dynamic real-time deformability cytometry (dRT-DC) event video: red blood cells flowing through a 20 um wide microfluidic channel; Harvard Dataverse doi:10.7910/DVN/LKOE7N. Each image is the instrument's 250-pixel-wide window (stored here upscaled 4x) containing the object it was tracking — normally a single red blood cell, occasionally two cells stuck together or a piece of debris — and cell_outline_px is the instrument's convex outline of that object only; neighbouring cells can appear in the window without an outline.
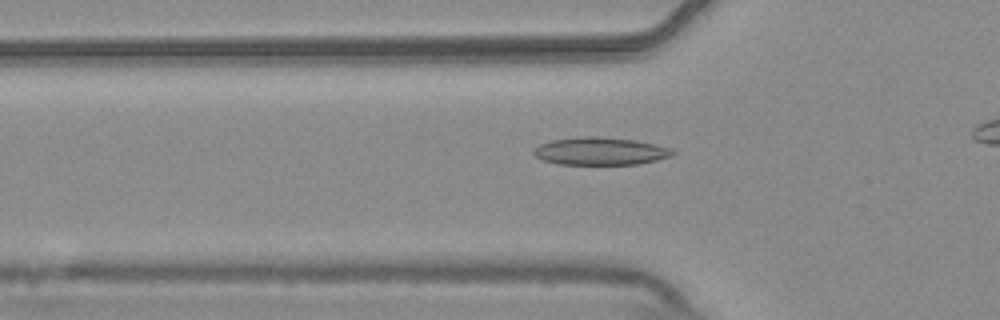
{"species": "common noctule bat (a hibernating species)", "species_latin": "Nyctalus noctula", "temperature_condition": "warm", "stored_images_in_passage": 37, "camera_frame_rate_fps": 3000, "um_per_image_px": 0.085, "animal": {"sex": "male", "body_mass_g": 20.4}, "frame": {"image": 1, "passage_image": 10, "time_ms": 3.0, "image_size_px": [1000, 320], "cell_outline_px": [[676, 152], [668, 156], [656, 160], [636, 164], [560, 164], [540, 160], [532, 152], [540, 144], [552, 140], [584, 136], [596, 136], [636, 140], [656, 144], [672, 148]], "centroid_in_image_um": [51.02, 12.84], "position_along_channel_um": 74.8, "area_um2": 22.31}}
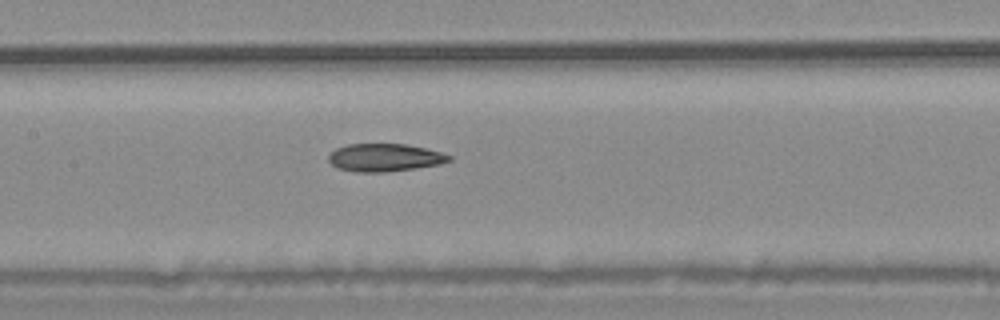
{"frame": {"image": 2, "passage_image": 18, "time_ms": 5.667, "image_size_px": [1000, 320], "cell_outline_px": [[452, 160], [440, 164], [416, 168], [384, 172], [356, 172], [336, 168], [328, 160], [328, 156], [336, 148], [348, 144], [408, 144], [440, 152], [452, 156]], "centroid_in_image_um": [32.69, 13.39], "position_along_channel_um": 174.7, "area_um2": 19.54}}
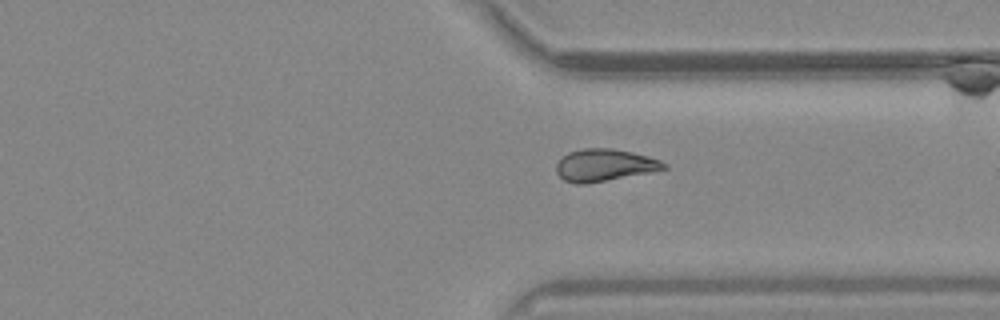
{"frame": {"image": 3, "passage_image": 33, "time_ms": 10.667, "image_size_px": [1000, 320], "cell_outline_px": [[668, 168], [652, 172], [584, 184], [576, 184], [564, 180], [556, 172], [556, 164], [568, 152], [584, 148], [612, 148], [632, 152], [648, 156], [660, 160], [668, 164]], "centroid_in_image_um": [51.4, 14.03], "position_along_channel_um": 360.0, "area_um2": 20.17}}